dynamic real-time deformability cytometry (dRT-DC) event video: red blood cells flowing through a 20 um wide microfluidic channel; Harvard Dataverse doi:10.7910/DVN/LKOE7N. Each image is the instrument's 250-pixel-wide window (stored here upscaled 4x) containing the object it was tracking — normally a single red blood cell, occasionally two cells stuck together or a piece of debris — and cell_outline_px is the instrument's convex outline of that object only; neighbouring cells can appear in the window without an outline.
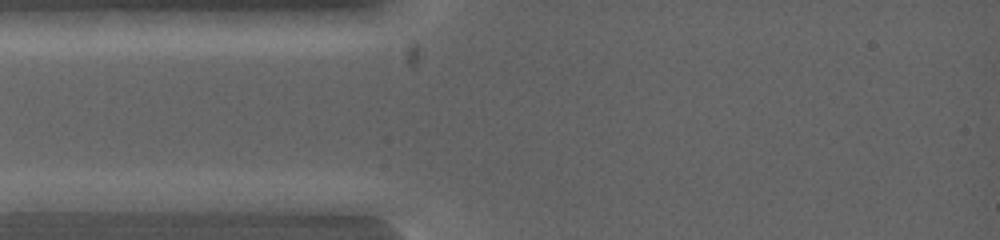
{"species": "common noctule bat (a hibernating species)", "species_latin": "Nyctalus noctula", "temperature_condition": "warm", "stored_images_in_passage": 2, "camera_frame_rate_fps": 5000, "um_per_image_px": 0.085, "animal": {"sex": "female", "body_mass_g": 19.0, "forearm_length_mm": 53.3}, "frame": {"image": 1, "passage_image": 1, "time_ms": 0.0, "image_size_px": [1000, 240], "cell_outline_px": [[116, 200], [84, 212], [16, 212], [16, 200], [80, 192], [96, 192]], "centroid_in_image_um": [5.4, 17.25], "position_along_channel_um": 79.6, "area_um2": 10.64}}